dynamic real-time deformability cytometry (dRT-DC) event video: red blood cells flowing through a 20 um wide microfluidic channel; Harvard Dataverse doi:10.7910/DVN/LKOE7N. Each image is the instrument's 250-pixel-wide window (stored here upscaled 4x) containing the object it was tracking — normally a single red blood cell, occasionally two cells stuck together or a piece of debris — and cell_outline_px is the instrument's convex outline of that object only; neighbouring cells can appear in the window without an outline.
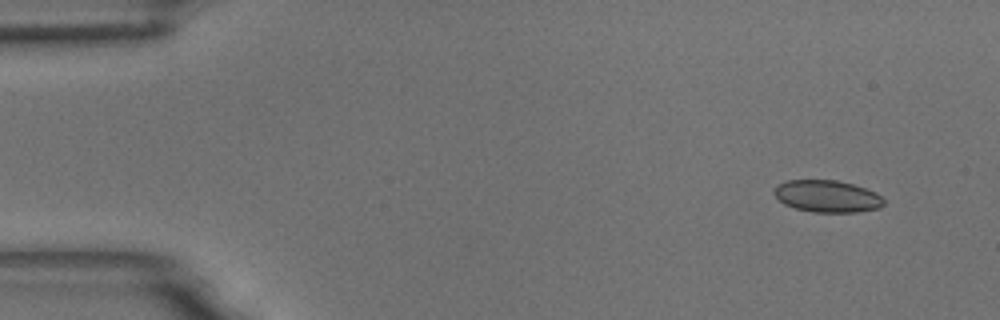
{"species": "common noctule bat (a hibernating species)", "species_latin": "Nyctalus noctula", "temperature_condition": "room temperature", "stored_images_in_passage": 9, "camera_frame_rate_fps": 3000, "um_per_image_px": 0.085, "animal": {"sex": "male", "body_mass_g": 18.8}, "frame": {"image": 1, "passage_image": 2, "time_ms": 0.333, "image_size_px": [1000, 320], "cell_outline_px": [[884, 204], [880, 208], [860, 212], [812, 212], [796, 208], [784, 204], [772, 192], [772, 188], [776, 184], [784, 180], [836, 180], [852, 184], [876, 192], [884, 200]], "centroid_in_image_um": [70.28, 16.68], "position_along_channel_um": 14.7, "area_um2": 20.63}}